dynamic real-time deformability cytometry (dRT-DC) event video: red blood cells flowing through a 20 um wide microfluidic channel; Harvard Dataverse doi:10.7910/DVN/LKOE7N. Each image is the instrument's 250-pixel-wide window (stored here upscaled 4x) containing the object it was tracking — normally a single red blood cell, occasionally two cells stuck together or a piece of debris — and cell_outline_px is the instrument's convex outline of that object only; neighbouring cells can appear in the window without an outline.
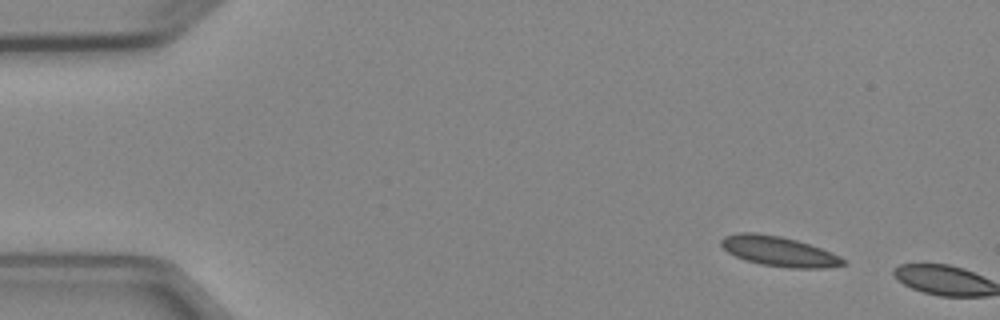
{"species": "Egyptian fruit bat (a non-hibernating species)", "species_latin": "Rousettus aegyptiacus", "temperature_condition": "cold", "stored_images_in_passage": 2, "camera_frame_rate_fps": 3000, "um_per_image_px": 0.085, "animal": {"sex": "female"}, "frame": {"image": 1, "passage_image": 1, "time_ms": 0.0, "image_size_px": [1000, 320], "cell_outline_px": [[848, 264], [824, 268], [788, 268], [760, 264], [744, 260], [728, 252], [720, 244], [720, 240], [724, 236], [740, 232], [756, 232], [780, 236], [796, 240], [820, 248], [840, 256]], "centroid_in_image_um": [66.18, 21.36], "position_along_channel_um": 18.8, "area_um2": 21.27}}